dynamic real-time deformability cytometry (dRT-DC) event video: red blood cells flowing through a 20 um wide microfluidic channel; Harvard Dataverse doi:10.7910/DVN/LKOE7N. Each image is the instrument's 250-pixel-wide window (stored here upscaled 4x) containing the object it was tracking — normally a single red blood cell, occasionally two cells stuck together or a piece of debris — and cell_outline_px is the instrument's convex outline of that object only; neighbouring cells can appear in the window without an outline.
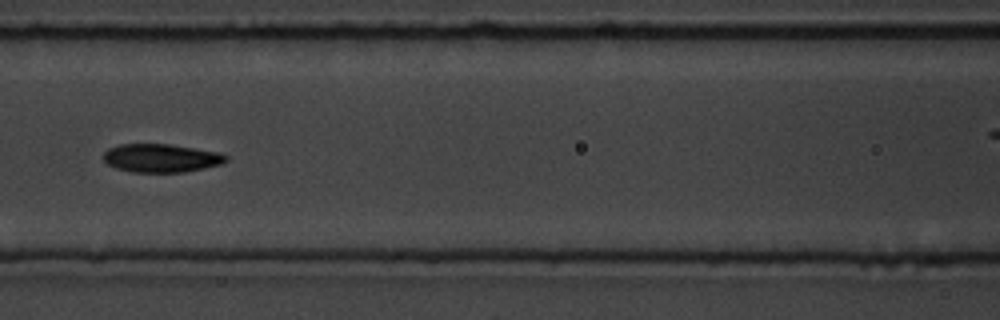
{"species": "common noctule bat (a hibernating species)", "species_latin": "Nyctalus noctula", "temperature_condition": "room temperature", "stored_images_in_passage": 11, "camera_frame_rate_fps": 3000, "um_per_image_px": 0.085, "animal": {"sex": "male", "body_mass_g": 19.5, "forearm_length_mm": 54.6}, "frame": {"image": 1, "passage_image": 8, "time_ms": 8.0, "image_size_px": [1000, 320], "cell_outline_px": [[228, 160], [220, 164], [204, 168], [184, 172], [132, 172], [116, 168], [108, 164], [104, 160], [104, 152], [108, 148], [120, 144], [168, 144], [220, 152], [228, 156]], "centroid_in_image_um": [13.7, 13.43], "position_along_channel_um": 152.9, "area_um2": 20.23}}